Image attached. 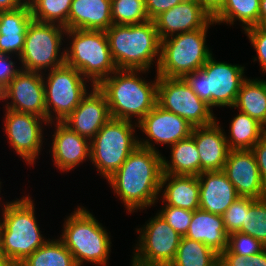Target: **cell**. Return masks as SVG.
Wrapping results in <instances>:
<instances>
[{
	"instance_id": "7402d4cb",
	"label": "cell",
	"mask_w": 266,
	"mask_h": 266,
	"mask_svg": "<svg viewBox=\"0 0 266 266\" xmlns=\"http://www.w3.org/2000/svg\"><path fill=\"white\" fill-rule=\"evenodd\" d=\"M198 180L201 210L222 216L240 197L223 171L202 172L198 175Z\"/></svg>"
},
{
	"instance_id": "f6af8a7d",
	"label": "cell",
	"mask_w": 266,
	"mask_h": 266,
	"mask_svg": "<svg viewBox=\"0 0 266 266\" xmlns=\"http://www.w3.org/2000/svg\"><path fill=\"white\" fill-rule=\"evenodd\" d=\"M28 4V0H0V11H11Z\"/></svg>"
},
{
	"instance_id": "3957f363",
	"label": "cell",
	"mask_w": 266,
	"mask_h": 266,
	"mask_svg": "<svg viewBox=\"0 0 266 266\" xmlns=\"http://www.w3.org/2000/svg\"><path fill=\"white\" fill-rule=\"evenodd\" d=\"M111 57L117 69L148 71L157 58L160 60L161 40L154 20L141 24H113L105 31Z\"/></svg>"
},
{
	"instance_id": "681fc988",
	"label": "cell",
	"mask_w": 266,
	"mask_h": 266,
	"mask_svg": "<svg viewBox=\"0 0 266 266\" xmlns=\"http://www.w3.org/2000/svg\"><path fill=\"white\" fill-rule=\"evenodd\" d=\"M132 266H147V265L138 264L132 261Z\"/></svg>"
},
{
	"instance_id": "ba28073f",
	"label": "cell",
	"mask_w": 266,
	"mask_h": 266,
	"mask_svg": "<svg viewBox=\"0 0 266 266\" xmlns=\"http://www.w3.org/2000/svg\"><path fill=\"white\" fill-rule=\"evenodd\" d=\"M210 21L204 28L172 35L161 40L160 60L157 75L183 78L202 68L212 55L206 44Z\"/></svg>"
},
{
	"instance_id": "f1b7e54d",
	"label": "cell",
	"mask_w": 266,
	"mask_h": 266,
	"mask_svg": "<svg viewBox=\"0 0 266 266\" xmlns=\"http://www.w3.org/2000/svg\"><path fill=\"white\" fill-rule=\"evenodd\" d=\"M230 136H226L229 150H251L266 134V128L256 119L239 111L230 125Z\"/></svg>"
},
{
	"instance_id": "ffe728a7",
	"label": "cell",
	"mask_w": 266,
	"mask_h": 266,
	"mask_svg": "<svg viewBox=\"0 0 266 266\" xmlns=\"http://www.w3.org/2000/svg\"><path fill=\"white\" fill-rule=\"evenodd\" d=\"M218 122L207 126L193 127L194 138L200 157V174L202 172L223 171L229 153L226 133Z\"/></svg>"
},
{
	"instance_id": "d590c367",
	"label": "cell",
	"mask_w": 266,
	"mask_h": 266,
	"mask_svg": "<svg viewBox=\"0 0 266 266\" xmlns=\"http://www.w3.org/2000/svg\"><path fill=\"white\" fill-rule=\"evenodd\" d=\"M265 246L254 237L241 232L228 235V246L224 253L228 258L239 261L262 251Z\"/></svg>"
},
{
	"instance_id": "d6986e66",
	"label": "cell",
	"mask_w": 266,
	"mask_h": 266,
	"mask_svg": "<svg viewBox=\"0 0 266 266\" xmlns=\"http://www.w3.org/2000/svg\"><path fill=\"white\" fill-rule=\"evenodd\" d=\"M212 18L196 0H185L154 19L160 40L204 28Z\"/></svg>"
},
{
	"instance_id": "e575fe53",
	"label": "cell",
	"mask_w": 266,
	"mask_h": 266,
	"mask_svg": "<svg viewBox=\"0 0 266 266\" xmlns=\"http://www.w3.org/2000/svg\"><path fill=\"white\" fill-rule=\"evenodd\" d=\"M248 234L266 247V197L256 199L245 212V224L239 231Z\"/></svg>"
},
{
	"instance_id": "5b68a950",
	"label": "cell",
	"mask_w": 266,
	"mask_h": 266,
	"mask_svg": "<svg viewBox=\"0 0 266 266\" xmlns=\"http://www.w3.org/2000/svg\"><path fill=\"white\" fill-rule=\"evenodd\" d=\"M68 217L60 239L72 253L77 266L84 262L106 266L111 251L106 229L84 207L78 206Z\"/></svg>"
},
{
	"instance_id": "277c9868",
	"label": "cell",
	"mask_w": 266,
	"mask_h": 266,
	"mask_svg": "<svg viewBox=\"0 0 266 266\" xmlns=\"http://www.w3.org/2000/svg\"><path fill=\"white\" fill-rule=\"evenodd\" d=\"M34 212V203L28 196L3 206L0 240L11 266H18L47 241L40 233Z\"/></svg>"
},
{
	"instance_id": "cb8c5ba5",
	"label": "cell",
	"mask_w": 266,
	"mask_h": 266,
	"mask_svg": "<svg viewBox=\"0 0 266 266\" xmlns=\"http://www.w3.org/2000/svg\"><path fill=\"white\" fill-rule=\"evenodd\" d=\"M184 237L200 241L218 254H224L228 246V233L223 217L201 209L193 211L191 223Z\"/></svg>"
},
{
	"instance_id": "f35d334b",
	"label": "cell",
	"mask_w": 266,
	"mask_h": 266,
	"mask_svg": "<svg viewBox=\"0 0 266 266\" xmlns=\"http://www.w3.org/2000/svg\"><path fill=\"white\" fill-rule=\"evenodd\" d=\"M258 57L262 72L266 73V31L261 26H252L244 30Z\"/></svg>"
},
{
	"instance_id": "f907efd6",
	"label": "cell",
	"mask_w": 266,
	"mask_h": 266,
	"mask_svg": "<svg viewBox=\"0 0 266 266\" xmlns=\"http://www.w3.org/2000/svg\"><path fill=\"white\" fill-rule=\"evenodd\" d=\"M261 27L266 31V21L261 25Z\"/></svg>"
},
{
	"instance_id": "1f68e13d",
	"label": "cell",
	"mask_w": 266,
	"mask_h": 266,
	"mask_svg": "<svg viewBox=\"0 0 266 266\" xmlns=\"http://www.w3.org/2000/svg\"><path fill=\"white\" fill-rule=\"evenodd\" d=\"M217 255L218 253L202 242L183 236L169 266H216Z\"/></svg>"
},
{
	"instance_id": "c3c4849f",
	"label": "cell",
	"mask_w": 266,
	"mask_h": 266,
	"mask_svg": "<svg viewBox=\"0 0 266 266\" xmlns=\"http://www.w3.org/2000/svg\"><path fill=\"white\" fill-rule=\"evenodd\" d=\"M0 266H11L3 254L1 240H0Z\"/></svg>"
},
{
	"instance_id": "6da1fadb",
	"label": "cell",
	"mask_w": 266,
	"mask_h": 266,
	"mask_svg": "<svg viewBox=\"0 0 266 266\" xmlns=\"http://www.w3.org/2000/svg\"><path fill=\"white\" fill-rule=\"evenodd\" d=\"M162 158L159 151L138 146L107 181L128 212L144 209L161 193Z\"/></svg>"
},
{
	"instance_id": "8d00e7d4",
	"label": "cell",
	"mask_w": 266,
	"mask_h": 266,
	"mask_svg": "<svg viewBox=\"0 0 266 266\" xmlns=\"http://www.w3.org/2000/svg\"><path fill=\"white\" fill-rule=\"evenodd\" d=\"M256 199L250 197H239L234 201L222 215L225 229L229 234L239 232L245 224V212Z\"/></svg>"
},
{
	"instance_id": "7a4b0ae2",
	"label": "cell",
	"mask_w": 266,
	"mask_h": 266,
	"mask_svg": "<svg viewBox=\"0 0 266 266\" xmlns=\"http://www.w3.org/2000/svg\"><path fill=\"white\" fill-rule=\"evenodd\" d=\"M139 72L146 71L117 69L97 86L106 96L111 118L132 121L135 116L139 122L157 105L158 75L147 83Z\"/></svg>"
},
{
	"instance_id": "d6a6232c",
	"label": "cell",
	"mask_w": 266,
	"mask_h": 266,
	"mask_svg": "<svg viewBox=\"0 0 266 266\" xmlns=\"http://www.w3.org/2000/svg\"><path fill=\"white\" fill-rule=\"evenodd\" d=\"M72 0H28L34 21L62 25L67 21Z\"/></svg>"
},
{
	"instance_id": "4fadbf2b",
	"label": "cell",
	"mask_w": 266,
	"mask_h": 266,
	"mask_svg": "<svg viewBox=\"0 0 266 266\" xmlns=\"http://www.w3.org/2000/svg\"><path fill=\"white\" fill-rule=\"evenodd\" d=\"M145 225L137 229L140 240L132 261L147 266H169L176 256L181 236L158 213Z\"/></svg>"
},
{
	"instance_id": "30bf717a",
	"label": "cell",
	"mask_w": 266,
	"mask_h": 266,
	"mask_svg": "<svg viewBox=\"0 0 266 266\" xmlns=\"http://www.w3.org/2000/svg\"><path fill=\"white\" fill-rule=\"evenodd\" d=\"M64 34L66 28L62 25L32 20L26 31L24 49L18 58L23 64L21 69L43 73L42 69L52 70L64 65L65 50L59 53Z\"/></svg>"
},
{
	"instance_id": "bcb514c9",
	"label": "cell",
	"mask_w": 266,
	"mask_h": 266,
	"mask_svg": "<svg viewBox=\"0 0 266 266\" xmlns=\"http://www.w3.org/2000/svg\"><path fill=\"white\" fill-rule=\"evenodd\" d=\"M216 266H239V261L228 258L225 254H218Z\"/></svg>"
},
{
	"instance_id": "d4e9b609",
	"label": "cell",
	"mask_w": 266,
	"mask_h": 266,
	"mask_svg": "<svg viewBox=\"0 0 266 266\" xmlns=\"http://www.w3.org/2000/svg\"><path fill=\"white\" fill-rule=\"evenodd\" d=\"M32 20L29 4L11 11H0V54L21 55Z\"/></svg>"
},
{
	"instance_id": "60d3db41",
	"label": "cell",
	"mask_w": 266,
	"mask_h": 266,
	"mask_svg": "<svg viewBox=\"0 0 266 266\" xmlns=\"http://www.w3.org/2000/svg\"><path fill=\"white\" fill-rule=\"evenodd\" d=\"M185 0H145L146 13L149 20H154L162 12L173 8Z\"/></svg>"
},
{
	"instance_id": "2e32d148",
	"label": "cell",
	"mask_w": 266,
	"mask_h": 266,
	"mask_svg": "<svg viewBox=\"0 0 266 266\" xmlns=\"http://www.w3.org/2000/svg\"><path fill=\"white\" fill-rule=\"evenodd\" d=\"M138 124V125H137ZM141 128L142 132L147 135L148 141H139V146L150 150L157 151L152 144V140L157 144H168L171 146L178 141L191 135L193 127L180 116L162 109L156 105L146 116L135 126Z\"/></svg>"
},
{
	"instance_id": "836d02e7",
	"label": "cell",
	"mask_w": 266,
	"mask_h": 266,
	"mask_svg": "<svg viewBox=\"0 0 266 266\" xmlns=\"http://www.w3.org/2000/svg\"><path fill=\"white\" fill-rule=\"evenodd\" d=\"M111 18L116 25H133L149 21L145 0H111Z\"/></svg>"
},
{
	"instance_id": "9a60e30c",
	"label": "cell",
	"mask_w": 266,
	"mask_h": 266,
	"mask_svg": "<svg viewBox=\"0 0 266 266\" xmlns=\"http://www.w3.org/2000/svg\"><path fill=\"white\" fill-rule=\"evenodd\" d=\"M42 74L22 69L0 95V100L12 99L11 103H6V109L30 113L46 119L43 82L45 78Z\"/></svg>"
},
{
	"instance_id": "e0dca14e",
	"label": "cell",
	"mask_w": 266,
	"mask_h": 266,
	"mask_svg": "<svg viewBox=\"0 0 266 266\" xmlns=\"http://www.w3.org/2000/svg\"><path fill=\"white\" fill-rule=\"evenodd\" d=\"M240 197L262 199L266 188L251 150H230L223 168Z\"/></svg>"
},
{
	"instance_id": "8fae6325",
	"label": "cell",
	"mask_w": 266,
	"mask_h": 266,
	"mask_svg": "<svg viewBox=\"0 0 266 266\" xmlns=\"http://www.w3.org/2000/svg\"><path fill=\"white\" fill-rule=\"evenodd\" d=\"M48 71V77L43 81L46 120L49 124L55 119L56 122H63L87 94V79L78 70L66 64ZM52 111L56 113L55 117L51 115Z\"/></svg>"
},
{
	"instance_id": "8992f818",
	"label": "cell",
	"mask_w": 266,
	"mask_h": 266,
	"mask_svg": "<svg viewBox=\"0 0 266 266\" xmlns=\"http://www.w3.org/2000/svg\"><path fill=\"white\" fill-rule=\"evenodd\" d=\"M72 42L65 49V64L78 70L92 87L98 86L117 70L111 57L105 31L71 29L65 36Z\"/></svg>"
},
{
	"instance_id": "83f0119b",
	"label": "cell",
	"mask_w": 266,
	"mask_h": 266,
	"mask_svg": "<svg viewBox=\"0 0 266 266\" xmlns=\"http://www.w3.org/2000/svg\"><path fill=\"white\" fill-rule=\"evenodd\" d=\"M234 107L266 128V81L247 78L239 89Z\"/></svg>"
},
{
	"instance_id": "ee69618b",
	"label": "cell",
	"mask_w": 266,
	"mask_h": 266,
	"mask_svg": "<svg viewBox=\"0 0 266 266\" xmlns=\"http://www.w3.org/2000/svg\"><path fill=\"white\" fill-rule=\"evenodd\" d=\"M212 18L223 6L225 0H196Z\"/></svg>"
},
{
	"instance_id": "f546056e",
	"label": "cell",
	"mask_w": 266,
	"mask_h": 266,
	"mask_svg": "<svg viewBox=\"0 0 266 266\" xmlns=\"http://www.w3.org/2000/svg\"><path fill=\"white\" fill-rule=\"evenodd\" d=\"M260 0H225L222 8L212 17L215 24H233L236 19L243 23V29L259 26Z\"/></svg>"
},
{
	"instance_id": "7dc6e473",
	"label": "cell",
	"mask_w": 266,
	"mask_h": 266,
	"mask_svg": "<svg viewBox=\"0 0 266 266\" xmlns=\"http://www.w3.org/2000/svg\"><path fill=\"white\" fill-rule=\"evenodd\" d=\"M266 21V0H260L259 26Z\"/></svg>"
},
{
	"instance_id": "7bdbcfd3",
	"label": "cell",
	"mask_w": 266,
	"mask_h": 266,
	"mask_svg": "<svg viewBox=\"0 0 266 266\" xmlns=\"http://www.w3.org/2000/svg\"><path fill=\"white\" fill-rule=\"evenodd\" d=\"M239 266H266V247L251 257L239 260Z\"/></svg>"
},
{
	"instance_id": "b9f144b4",
	"label": "cell",
	"mask_w": 266,
	"mask_h": 266,
	"mask_svg": "<svg viewBox=\"0 0 266 266\" xmlns=\"http://www.w3.org/2000/svg\"><path fill=\"white\" fill-rule=\"evenodd\" d=\"M251 151L255 156L261 180L266 188V134L253 146Z\"/></svg>"
},
{
	"instance_id": "4dcf8cb0",
	"label": "cell",
	"mask_w": 266,
	"mask_h": 266,
	"mask_svg": "<svg viewBox=\"0 0 266 266\" xmlns=\"http://www.w3.org/2000/svg\"><path fill=\"white\" fill-rule=\"evenodd\" d=\"M18 266H77L72 253L59 238L48 240Z\"/></svg>"
},
{
	"instance_id": "74e56055",
	"label": "cell",
	"mask_w": 266,
	"mask_h": 266,
	"mask_svg": "<svg viewBox=\"0 0 266 266\" xmlns=\"http://www.w3.org/2000/svg\"><path fill=\"white\" fill-rule=\"evenodd\" d=\"M164 206L165 207L158 213L160 217H162L181 237L185 236L191 223L193 211L170 205Z\"/></svg>"
},
{
	"instance_id": "5bb4252c",
	"label": "cell",
	"mask_w": 266,
	"mask_h": 266,
	"mask_svg": "<svg viewBox=\"0 0 266 266\" xmlns=\"http://www.w3.org/2000/svg\"><path fill=\"white\" fill-rule=\"evenodd\" d=\"M5 132L9 143L19 156L30 165L35 164L42 148V122L48 124L45 118L30 113L16 112L5 109Z\"/></svg>"
},
{
	"instance_id": "4316f807",
	"label": "cell",
	"mask_w": 266,
	"mask_h": 266,
	"mask_svg": "<svg viewBox=\"0 0 266 266\" xmlns=\"http://www.w3.org/2000/svg\"><path fill=\"white\" fill-rule=\"evenodd\" d=\"M171 146V162L162 158L163 174L200 175V157L193 136L190 135Z\"/></svg>"
},
{
	"instance_id": "484cf974",
	"label": "cell",
	"mask_w": 266,
	"mask_h": 266,
	"mask_svg": "<svg viewBox=\"0 0 266 266\" xmlns=\"http://www.w3.org/2000/svg\"><path fill=\"white\" fill-rule=\"evenodd\" d=\"M164 186L162 197L163 203L166 202L165 205L190 211L199 209L200 185L198 176L162 174L161 190Z\"/></svg>"
},
{
	"instance_id": "ac0fdd59",
	"label": "cell",
	"mask_w": 266,
	"mask_h": 266,
	"mask_svg": "<svg viewBox=\"0 0 266 266\" xmlns=\"http://www.w3.org/2000/svg\"><path fill=\"white\" fill-rule=\"evenodd\" d=\"M89 93L63 123L91 141L111 115L105 94L97 86H93Z\"/></svg>"
},
{
	"instance_id": "ab89813d",
	"label": "cell",
	"mask_w": 266,
	"mask_h": 266,
	"mask_svg": "<svg viewBox=\"0 0 266 266\" xmlns=\"http://www.w3.org/2000/svg\"><path fill=\"white\" fill-rule=\"evenodd\" d=\"M10 56L0 54V95L4 92L9 82L22 70L15 68V63L10 60Z\"/></svg>"
},
{
	"instance_id": "52a82bcc",
	"label": "cell",
	"mask_w": 266,
	"mask_h": 266,
	"mask_svg": "<svg viewBox=\"0 0 266 266\" xmlns=\"http://www.w3.org/2000/svg\"><path fill=\"white\" fill-rule=\"evenodd\" d=\"M210 56L205 65L183 77L193 92L210 107H233L243 82L244 67L217 62ZM244 77V78H243Z\"/></svg>"
},
{
	"instance_id": "7c38bea8",
	"label": "cell",
	"mask_w": 266,
	"mask_h": 266,
	"mask_svg": "<svg viewBox=\"0 0 266 266\" xmlns=\"http://www.w3.org/2000/svg\"><path fill=\"white\" fill-rule=\"evenodd\" d=\"M157 105L185 119L192 127L207 126L216 121L211 107L183 78L158 76Z\"/></svg>"
},
{
	"instance_id": "9c48e42d",
	"label": "cell",
	"mask_w": 266,
	"mask_h": 266,
	"mask_svg": "<svg viewBox=\"0 0 266 266\" xmlns=\"http://www.w3.org/2000/svg\"><path fill=\"white\" fill-rule=\"evenodd\" d=\"M132 121L110 118L90 141V160L109 179L139 146Z\"/></svg>"
},
{
	"instance_id": "44dd1931",
	"label": "cell",
	"mask_w": 266,
	"mask_h": 266,
	"mask_svg": "<svg viewBox=\"0 0 266 266\" xmlns=\"http://www.w3.org/2000/svg\"><path fill=\"white\" fill-rule=\"evenodd\" d=\"M52 142V158L58 169L69 171L89 158L91 146L89 139L80 136L63 122H57Z\"/></svg>"
},
{
	"instance_id": "603a6c76",
	"label": "cell",
	"mask_w": 266,
	"mask_h": 266,
	"mask_svg": "<svg viewBox=\"0 0 266 266\" xmlns=\"http://www.w3.org/2000/svg\"><path fill=\"white\" fill-rule=\"evenodd\" d=\"M112 25L111 0H72L67 30L106 31Z\"/></svg>"
}]
</instances>
